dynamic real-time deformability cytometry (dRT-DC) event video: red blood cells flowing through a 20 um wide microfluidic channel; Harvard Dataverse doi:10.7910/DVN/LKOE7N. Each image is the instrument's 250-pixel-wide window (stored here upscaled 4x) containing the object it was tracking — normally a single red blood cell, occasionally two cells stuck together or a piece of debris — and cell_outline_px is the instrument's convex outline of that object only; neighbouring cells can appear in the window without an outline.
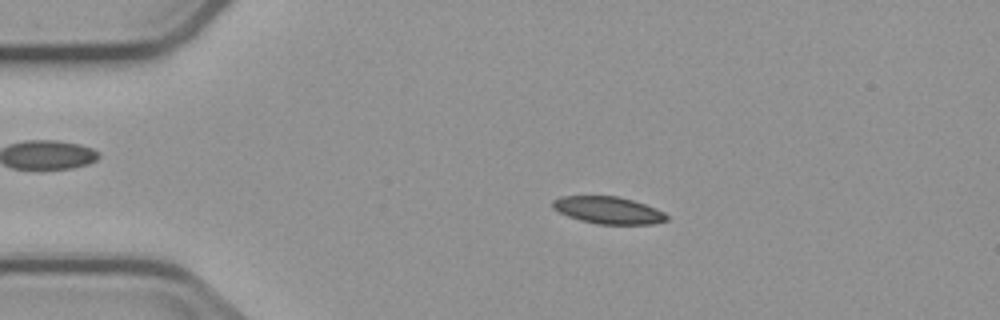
{"species": "common noctule bat (a hibernating species)", "species_latin": "Nyctalus noctula", "temperature_condition": "cold", "stored_images_in_passage": 3, "camera_frame_rate_fps": 3000, "um_per_image_px": 0.085, "animal": {"sex": "male", "body_mass_g": 23.1, "forearm_length_mm": 52.7}, "frame": {"image": 1, "passage_image": 2, "time_ms": 1.0, "image_size_px": [1000, 320], "cell_outline_px": [[668, 220], [652, 224], [596, 224], [580, 220], [568, 216], [552, 208], [552, 200], [560, 196], [616, 196], [632, 200], [656, 208], [664, 212], [668, 216]], "centroid_in_image_um": [51.69, 17.87], "position_along_channel_um": 33.3, "area_um2": 18.03}}